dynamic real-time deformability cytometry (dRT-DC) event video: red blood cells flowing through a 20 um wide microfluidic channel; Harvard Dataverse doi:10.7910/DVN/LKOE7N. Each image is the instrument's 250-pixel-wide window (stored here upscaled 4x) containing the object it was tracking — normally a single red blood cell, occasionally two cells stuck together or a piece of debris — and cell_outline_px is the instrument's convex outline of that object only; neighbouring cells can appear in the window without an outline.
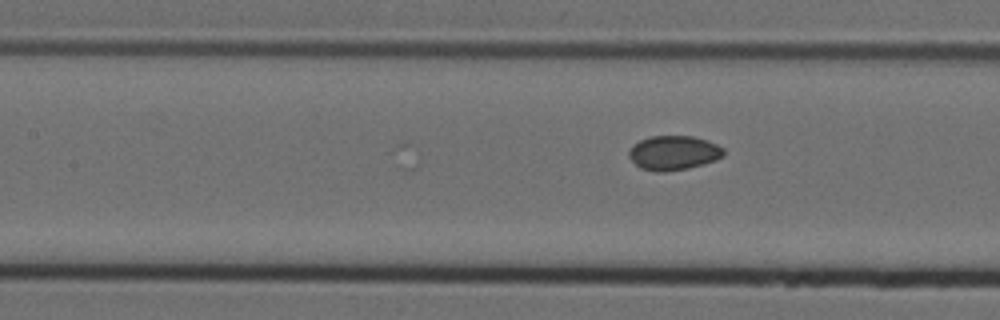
{"species": "Egyptian fruit bat (a non-hibernating species)", "species_latin": "Rousettus aegyptiacus", "temperature_condition": "cold", "stored_images_in_passage": 25, "camera_frame_rate_fps": 3000, "um_per_image_px": 0.085, "animal": {"sex": "female"}, "frame": {"image": 1, "passage_image": 25, "time_ms": 8.0, "image_size_px": [1000, 320], "cell_outline_px": [[724, 156], [716, 160], [704, 164], [688, 168], [664, 172], [656, 172], [640, 168], [628, 156], [628, 152], [632, 144], [640, 140], [652, 136], [692, 136], [716, 144], [724, 148]], "centroid_in_image_um": [57.24, 13.0], "position_along_channel_um": 150.2, "area_um2": 19.02}}